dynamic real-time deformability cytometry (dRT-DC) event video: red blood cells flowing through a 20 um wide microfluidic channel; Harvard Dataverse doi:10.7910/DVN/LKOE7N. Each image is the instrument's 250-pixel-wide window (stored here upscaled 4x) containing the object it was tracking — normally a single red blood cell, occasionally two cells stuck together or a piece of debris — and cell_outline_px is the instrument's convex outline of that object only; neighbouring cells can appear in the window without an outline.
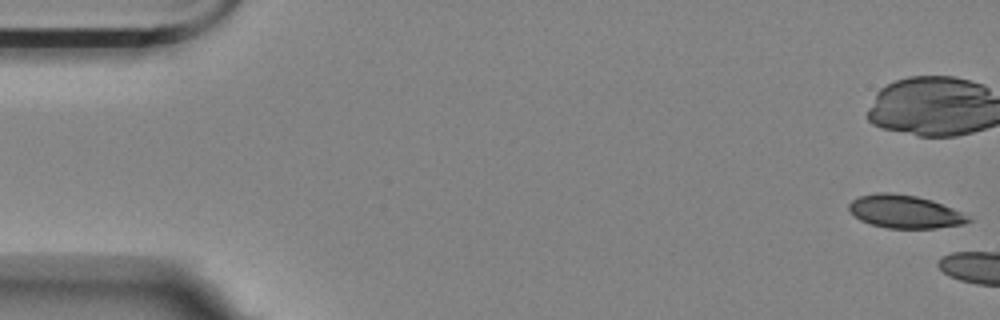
{"species": "Egyptian fruit bat (a non-hibernating species)", "species_latin": "Rousettus aegyptiacus", "temperature_condition": "room temperature", "stored_images_in_passage": 5, "camera_frame_rate_fps": 3000, "um_per_image_px": 0.085, "animal": {"sex": "female"}, "frame": {"image": 1, "passage_image": 1, "time_ms": 0.0, "image_size_px": [1000, 320], "cell_outline_px": [[972, 220], [964, 224], [936, 228], [888, 228], [872, 224], [860, 220], [848, 208], [848, 204], [852, 200], [860, 196], [876, 192], [888, 192], [916, 196], [932, 200], [952, 208], [968, 216]], "centroid_in_image_um": [76.9, 17.98], "position_along_channel_um": 8.1, "area_um2": 22.77}}